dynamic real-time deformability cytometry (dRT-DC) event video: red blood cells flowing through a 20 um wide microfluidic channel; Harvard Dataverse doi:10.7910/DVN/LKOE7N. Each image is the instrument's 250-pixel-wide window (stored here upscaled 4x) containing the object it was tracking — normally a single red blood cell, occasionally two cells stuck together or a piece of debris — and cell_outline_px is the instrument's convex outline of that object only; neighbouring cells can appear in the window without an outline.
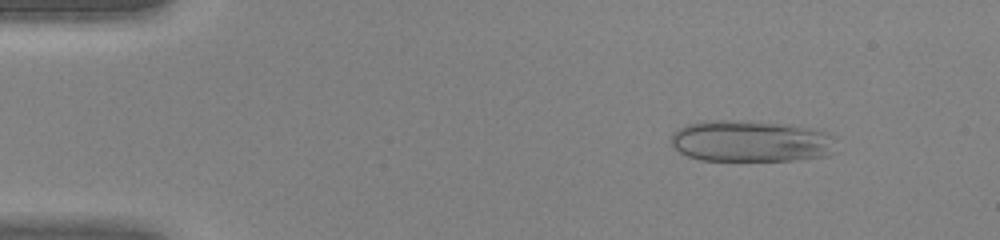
{"species": "human", "species_latin": "Homo sapiens", "temperature_condition": "warm", "stored_images_in_passage": 44, "camera_frame_rate_fps": 3000, "um_per_image_px": 0.085, "donor": {"sex": "female"}, "frame": {"image": 1, "passage_image": 5, "time_ms": 1.333, "image_size_px": [1000, 240], "cell_outline_px": [[836, 152], [828, 156], [792, 160], [700, 160], [688, 156], [680, 152], [672, 144], [672, 132], [676, 128], [688, 124], [716, 120], [728, 120], [788, 124], [816, 128], [836, 136]], "centroid_in_image_um": [63.91, 12.0], "position_along_channel_um": 21.1, "area_um2": 40.29}}
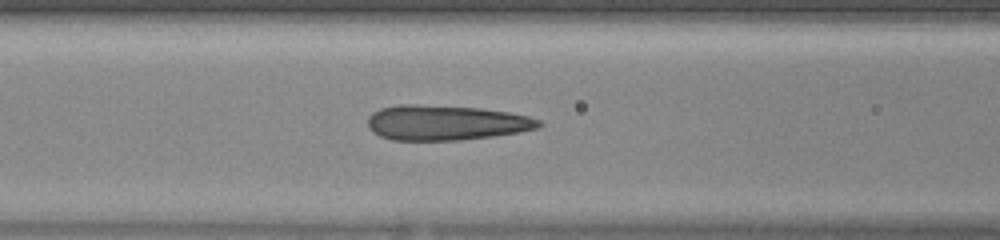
{"frame": {"image": 2, "passage_image": 18, "time_ms": 5.667, "image_size_px": [1000, 240], "cell_outline_px": [[544, 124], [536, 128], [520, 132], [496, 136], [460, 140], [392, 140], [380, 136], [372, 132], [368, 128], [368, 116], [372, 112], [380, 108], [400, 104], [416, 104], [480, 108], [508, 112], [528, 116], [540, 120]], "centroid_in_image_um": [37.88, 10.43], "position_along_channel_um": 128.7, "area_um2": 35.2}}
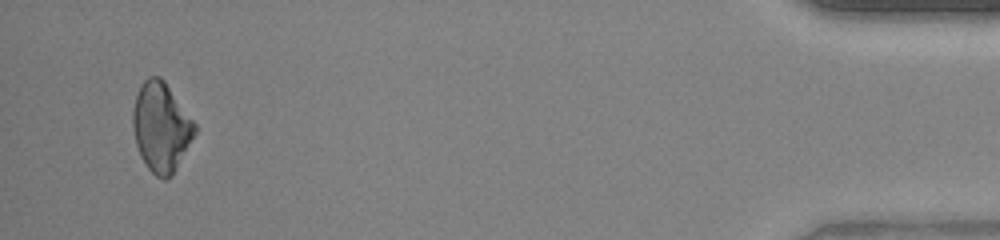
{"frame": {"image": 3, "passage_image": 42, "time_ms": 13.667, "image_size_px": [1000, 240], "cell_outline_px": [[196, 132], [172, 176], [164, 180], [156, 176], [148, 168], [140, 156], [136, 144], [132, 128], [132, 112], [136, 96], [140, 84], [148, 76], [160, 76], [164, 80], [196, 124]], "centroid_in_image_um": [13.67, 10.8], "position_along_channel_um": 421.5, "area_um2": 32.19}}